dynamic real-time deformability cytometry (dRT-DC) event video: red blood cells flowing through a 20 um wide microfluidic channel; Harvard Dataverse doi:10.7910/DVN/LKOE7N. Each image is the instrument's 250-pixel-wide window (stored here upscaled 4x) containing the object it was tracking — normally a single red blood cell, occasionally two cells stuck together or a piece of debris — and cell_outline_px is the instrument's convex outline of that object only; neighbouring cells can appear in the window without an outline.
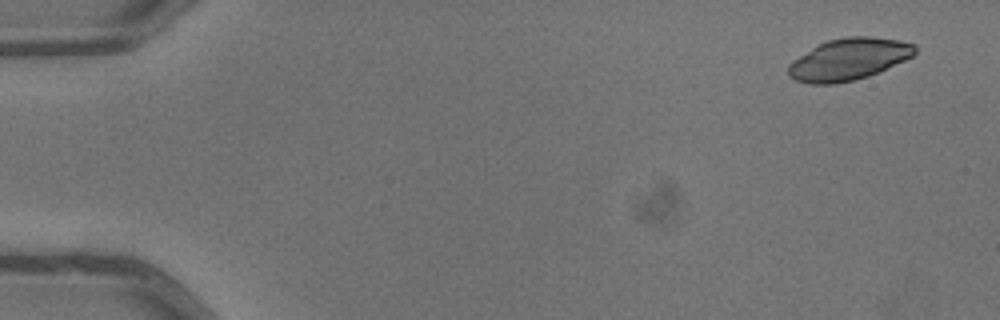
{"species": "common noctule bat (a hibernating species)", "species_latin": "Nyctalus noctula", "temperature_condition": "warm", "stored_images_in_passage": 5, "camera_frame_rate_fps": 3000, "um_per_image_px": 0.085, "animal": {"sex": "male", "body_mass_g": 13.3}, "frame": {"image": 1, "passage_image": 1, "time_ms": 0.0, "image_size_px": [1000, 320], "cell_outline_px": [[916, 52], [912, 56], [880, 72], [856, 80], [832, 84], [812, 84], [796, 80], [788, 76], [788, 64], [792, 60], [812, 48], [828, 40], [844, 36], [872, 36], [900, 40], [916, 44]], "centroid_in_image_um": [72.15, 5.03], "position_along_channel_um": 12.9, "area_um2": 30.98}}